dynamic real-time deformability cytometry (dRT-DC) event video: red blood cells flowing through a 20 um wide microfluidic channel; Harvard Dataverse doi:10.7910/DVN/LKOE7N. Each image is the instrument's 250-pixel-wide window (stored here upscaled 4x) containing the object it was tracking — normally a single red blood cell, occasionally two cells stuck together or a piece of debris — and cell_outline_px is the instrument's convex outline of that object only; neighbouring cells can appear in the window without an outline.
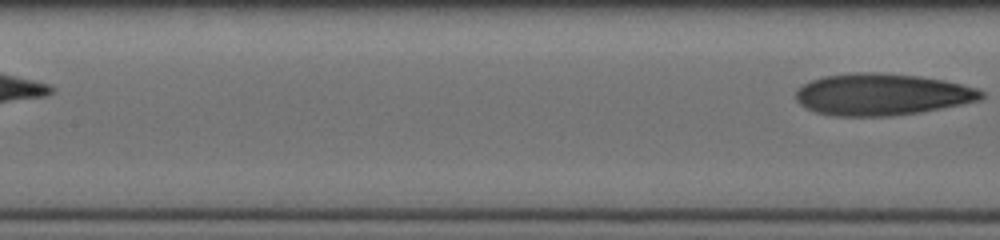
{"species": "human", "species_latin": "Homo sapiens", "temperature_condition": "cold", "stored_images_in_passage": 7, "segment_of_instrument_passage": [2, 2], "camera_frame_rate_fps": 3000, "um_per_image_px": 0.085, "donor": {"sex": "male"}, "frame": {"image": 1, "passage_image": 7, "time_ms": 5.333, "image_size_px": [1000, 240], "cell_outline_px": [[984, 96], [980, 100], [920, 112], [892, 116], [832, 116], [816, 112], [800, 104], [796, 100], [796, 88], [812, 80], [824, 76], [856, 72], [876, 72], [916, 76], [944, 80], [976, 88], [984, 92]], "centroid_in_image_um": [74.93, 8.03], "position_along_channel_um": 132.5, "area_um2": 44.97}}